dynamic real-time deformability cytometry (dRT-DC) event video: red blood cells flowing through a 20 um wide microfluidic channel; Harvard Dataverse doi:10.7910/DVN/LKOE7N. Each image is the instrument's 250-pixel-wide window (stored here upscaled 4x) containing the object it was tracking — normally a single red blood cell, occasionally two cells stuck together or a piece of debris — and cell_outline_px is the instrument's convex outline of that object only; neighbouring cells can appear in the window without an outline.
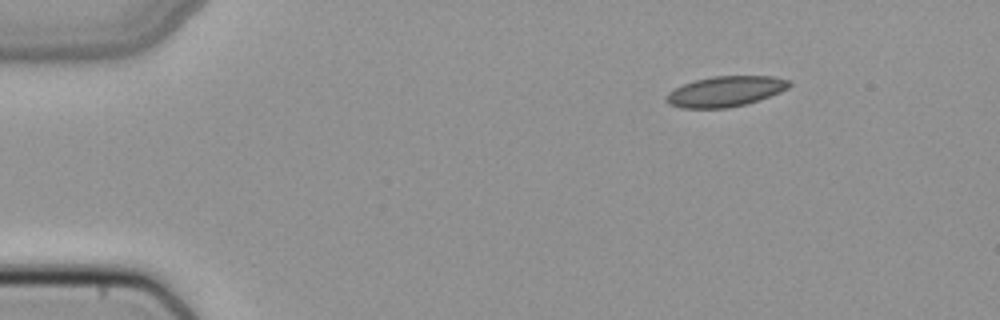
{"species": "common noctule bat (a hibernating species)", "species_latin": "Nyctalus noctula", "temperature_condition": "cold", "stored_images_in_passage": 9, "camera_frame_rate_fps": 3000, "um_per_image_px": 0.085, "animal": {"sex": "female", "body_mass_g": 22.7, "forearm_length_mm": 54.2}, "frame": {"image": 1, "passage_image": 1, "time_ms": 0.0, "image_size_px": [1000, 320], "cell_outline_px": [[792, 84], [788, 88], [780, 92], [744, 104], [728, 108], [680, 108], [668, 104], [664, 100], [664, 96], [668, 92], [684, 84], [696, 80], [712, 76], [772, 76], [792, 80]], "centroid_in_image_um": [61.64, 7.76], "position_along_channel_um": 23.4, "area_um2": 21.79}}